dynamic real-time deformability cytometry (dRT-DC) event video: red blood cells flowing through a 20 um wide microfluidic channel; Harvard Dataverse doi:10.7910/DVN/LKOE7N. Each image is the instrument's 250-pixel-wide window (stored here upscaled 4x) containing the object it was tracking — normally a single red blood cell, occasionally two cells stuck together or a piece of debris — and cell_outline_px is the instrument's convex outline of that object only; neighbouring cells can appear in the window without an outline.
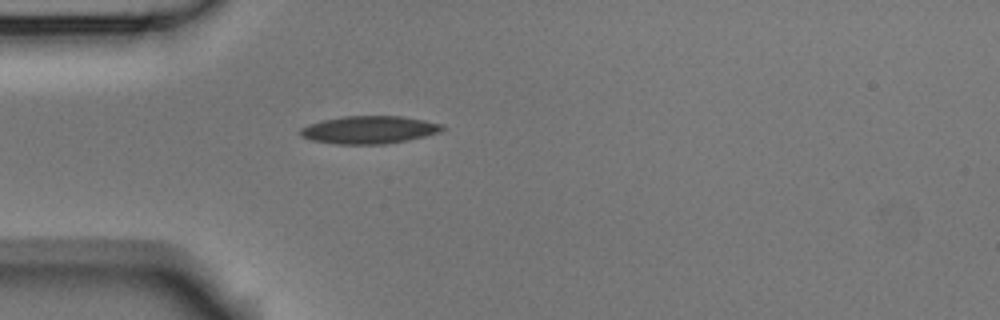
{"species": "Egyptian fruit bat (a non-hibernating species)", "species_latin": "Rousettus aegyptiacus", "temperature_condition": "room temperature", "stored_images_in_passage": 2, "camera_frame_rate_fps": 3000, "um_per_image_px": 0.085, "animal": {"sex": "male"}, "frame": {"image": 1, "passage_image": 2, "time_ms": 0.333, "image_size_px": [1000, 320], "cell_outline_px": [[448, 128], [440, 132], [408, 140], [384, 144], [336, 144], [312, 140], [300, 136], [296, 132], [300, 128], [308, 124], [324, 120], [344, 116], [400, 116], [424, 120], [440, 124]], "centroid_in_image_um": [31.35, 11.03], "position_along_channel_um": 53.7, "area_um2": 23.0}}